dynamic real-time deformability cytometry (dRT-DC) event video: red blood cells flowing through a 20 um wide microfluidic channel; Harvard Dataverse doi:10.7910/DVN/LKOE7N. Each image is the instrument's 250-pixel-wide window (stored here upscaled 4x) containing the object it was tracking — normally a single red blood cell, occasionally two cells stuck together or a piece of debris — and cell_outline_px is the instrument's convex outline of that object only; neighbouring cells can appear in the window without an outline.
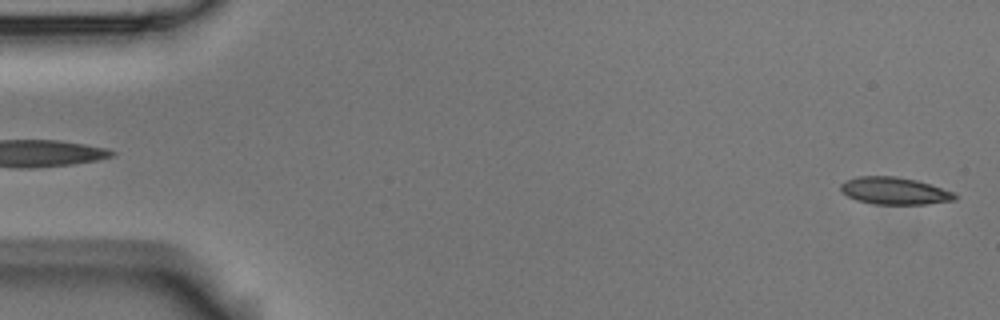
{"species": "Egyptian fruit bat (a non-hibernating species)", "species_latin": "Rousettus aegyptiacus", "temperature_condition": "room temperature", "stored_images_in_passage": 4, "segment_of_instrument_passage": [2, 2], "camera_frame_rate_fps": 3000, "um_per_image_px": 0.085, "animal": {"sex": "male"}, "frame": {"image": 1, "passage_image": 4, "time_ms": 1.0, "image_size_px": [1000, 320], "cell_outline_px": [[956, 200], [928, 204], [872, 204], [856, 200], [848, 196], [840, 188], [840, 184], [844, 180], [856, 176], [896, 176], [916, 180], [956, 192]], "centroid_in_image_um": [76.03, 16.22], "position_along_channel_um": 9.0, "area_um2": 18.26}}